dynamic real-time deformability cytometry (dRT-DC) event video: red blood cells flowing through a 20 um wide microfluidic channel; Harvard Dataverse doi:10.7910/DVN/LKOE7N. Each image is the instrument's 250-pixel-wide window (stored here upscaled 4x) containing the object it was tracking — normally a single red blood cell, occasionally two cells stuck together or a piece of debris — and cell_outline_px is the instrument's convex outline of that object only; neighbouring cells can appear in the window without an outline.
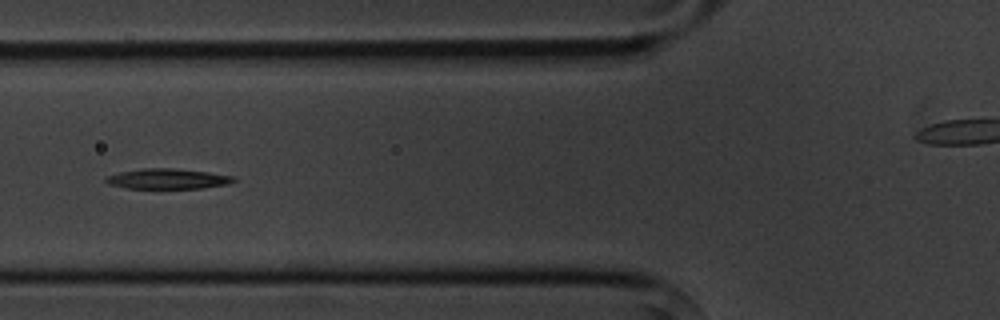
{"species": "common noctule bat (a hibernating species)", "species_latin": "Nyctalus noctula", "temperature_condition": "cold", "stored_images_in_passage": 16, "camera_frame_rate_fps": 3000, "um_per_image_px": 0.085, "animal": {"sex": "male", "body_mass_g": 20.1, "forearm_length_mm": 53.5}, "frame": {"image": 1, "passage_image": 6, "time_ms": 6.667, "image_size_px": [1000, 320], "cell_outline_px": [[236, 180], [228, 184], [200, 188], [124, 188], [108, 184], [104, 180], [108, 176], [120, 172], [140, 168], [172, 168], [208, 172], [236, 176]], "centroid_in_image_um": [14.25, 15.19], "position_along_channel_um": 111.5, "area_um2": 15.09}}
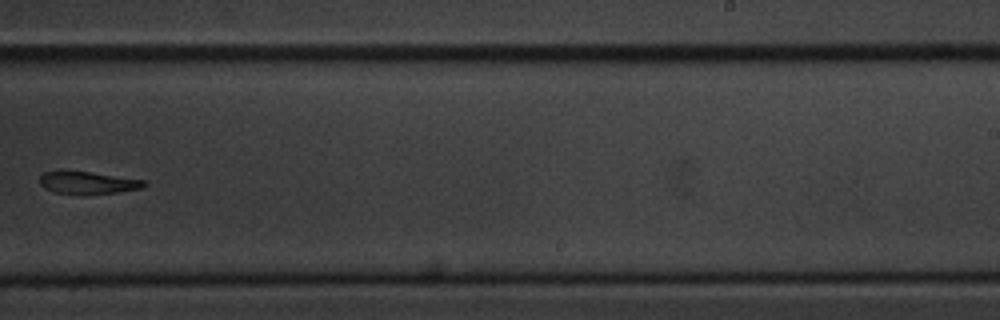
{"frame": {"image": 2, "passage_image": 10, "time_ms": 11.333, "image_size_px": [1000, 320], "cell_outline_px": [[148, 184], [140, 188], [116, 192], [88, 196], [80, 196], [56, 192], [44, 188], [40, 184], [40, 176], [44, 172], [60, 168], [144, 180]], "centroid_in_image_um": [7.37, 15.53], "position_along_channel_um": 281.6, "area_um2": 14.22}}
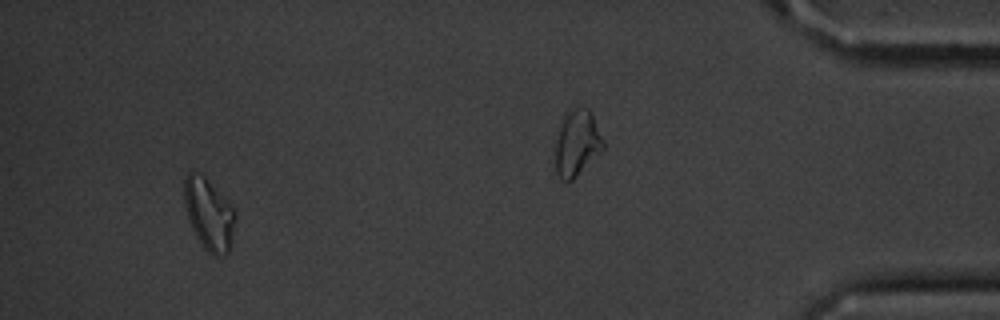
{"frame": {"image": 3, "passage_image": 14, "time_ms": 17.0, "image_size_px": [1000, 320], "cell_outline_px": [[236, 216], [232, 240], [228, 256], [212, 256], [200, 244], [188, 220], [184, 204], [184, 176], [188, 172], [192, 172], [204, 176], [208, 180], [232, 208]], "centroid_in_image_um": [17.74, 18.26], "position_along_channel_um": 417.5, "area_um2": 21.27}, "authors_computed_cell_mechanics": {"area_um2": 15.9239, "velocity_mm_per_s": 3.638, "shape_relaxation_time_tau1_ms": 3.5685, "shape_relaxation_time_tau2_ms": null, "deformation_change_tau1": 0.1529, "deformation_change_tau2": null}}